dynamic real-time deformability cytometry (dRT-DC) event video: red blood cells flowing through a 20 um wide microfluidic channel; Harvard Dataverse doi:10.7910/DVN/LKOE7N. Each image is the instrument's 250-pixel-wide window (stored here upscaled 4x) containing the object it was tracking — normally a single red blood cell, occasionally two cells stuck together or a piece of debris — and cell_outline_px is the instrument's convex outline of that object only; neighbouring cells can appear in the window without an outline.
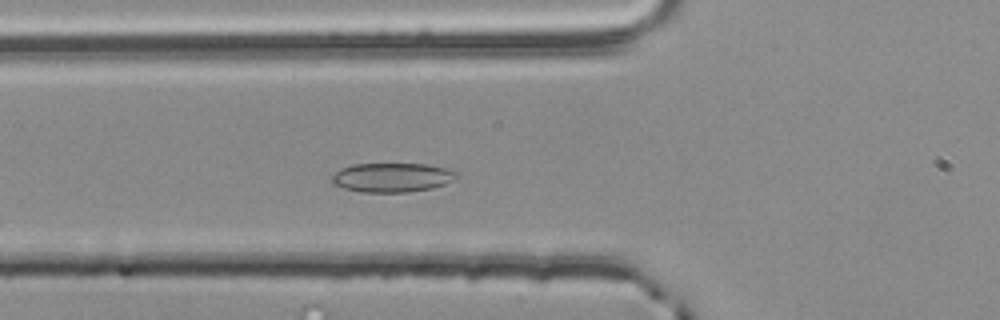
{"species": "common noctule bat (a hibernating species)", "species_latin": "Nyctalus noctula", "temperature_condition": "room temperature", "stored_images_in_passage": 40, "camera_frame_rate_fps": 3000, "um_per_image_px": 0.085, "animal": {"sex": "male", "body_mass_g": 20.4}, "frame": {"image": 1, "passage_image": 8, "time_ms": 2.333, "image_size_px": [1000, 320], "cell_outline_px": [[460, 176], [444, 184], [432, 188], [408, 192], [360, 192], [344, 188], [332, 184], [332, 176], [340, 168], [352, 164], [428, 164], [444, 168], [456, 172]], "centroid_in_image_um": [33.3, 15.08], "position_along_channel_um": 92.5, "area_um2": 21.21}}
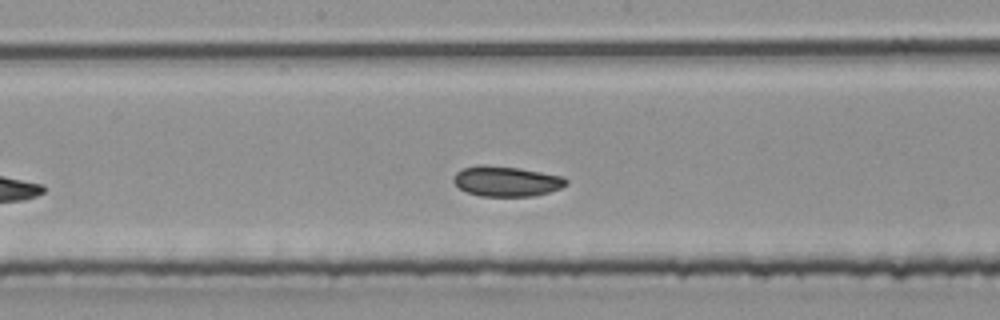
{"frame": {"image": 2, "passage_image": 17, "time_ms": 5.333, "image_size_px": [1000, 320], "cell_outline_px": [[568, 184], [560, 188], [548, 192], [532, 196], [480, 196], [468, 192], [460, 188], [452, 180], [456, 172], [464, 168], [476, 164], [488, 164], [520, 168], [564, 176], [568, 180]], "centroid_in_image_um": [43.05, 15.39], "position_along_channel_um": 205.1, "area_um2": 20.0}}
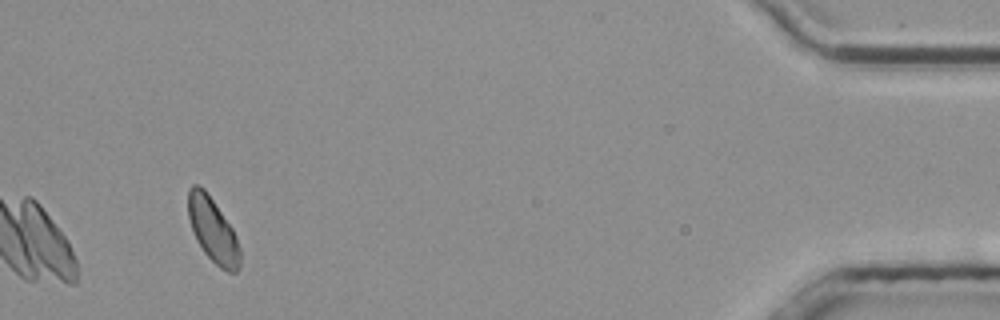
{"frame": {"image": 3, "passage_image": 40, "time_ms": 13.0, "image_size_px": [1000, 320], "cell_outline_px": [[240, 268], [236, 272], [228, 272], [220, 268], [204, 252], [196, 240], [188, 216], [188, 188], [192, 184], [200, 184], [204, 188], [232, 228], [236, 236], [240, 248]], "centroid_in_image_um": [18.09, 19.55], "position_along_channel_um": 417.1, "area_um2": 19.42}, "authors_computed_cell_mechanics": {"area_um2": 20.3745, "velocity_mm_per_s": 3.7377, "shape_relaxation_time_tau1_ms": 3.4246, "shape_relaxation_time_tau2_ms": 6.6369, "deformation_change_tau1": 0.0579, "deformation_change_tau2": 0.0873}}